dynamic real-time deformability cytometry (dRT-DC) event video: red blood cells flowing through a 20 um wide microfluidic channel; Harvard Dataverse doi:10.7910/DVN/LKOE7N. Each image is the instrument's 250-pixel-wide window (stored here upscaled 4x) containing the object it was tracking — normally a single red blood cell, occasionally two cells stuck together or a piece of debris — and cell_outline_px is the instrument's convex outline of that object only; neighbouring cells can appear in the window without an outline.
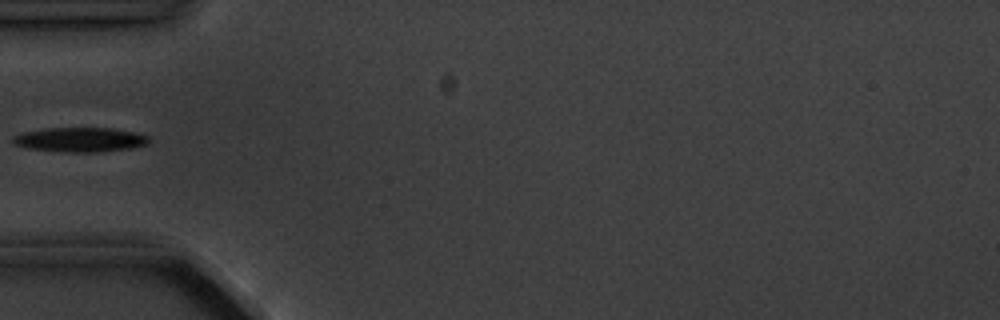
{"species": "common noctule bat (a hibernating species)", "species_latin": "Nyctalus noctula", "temperature_condition": "cold", "stored_images_in_passage": 5, "camera_frame_rate_fps": 3000, "um_per_image_px": 0.085, "animal": {"sex": "male", "body_mass_g": 20.1, "forearm_length_mm": 53.5}, "frame": {"image": 1, "passage_image": 5, "time_ms": 5.333, "image_size_px": [1000, 320], "cell_outline_px": [[148, 144], [132, 148], [96, 152], [68, 152], [28, 148], [12, 144], [12, 136], [24, 132], [44, 128], [112, 128], [136, 132], [148, 136]], "centroid_in_image_um": [6.8, 11.86], "position_along_channel_um": 78.2, "area_um2": 19.42}}